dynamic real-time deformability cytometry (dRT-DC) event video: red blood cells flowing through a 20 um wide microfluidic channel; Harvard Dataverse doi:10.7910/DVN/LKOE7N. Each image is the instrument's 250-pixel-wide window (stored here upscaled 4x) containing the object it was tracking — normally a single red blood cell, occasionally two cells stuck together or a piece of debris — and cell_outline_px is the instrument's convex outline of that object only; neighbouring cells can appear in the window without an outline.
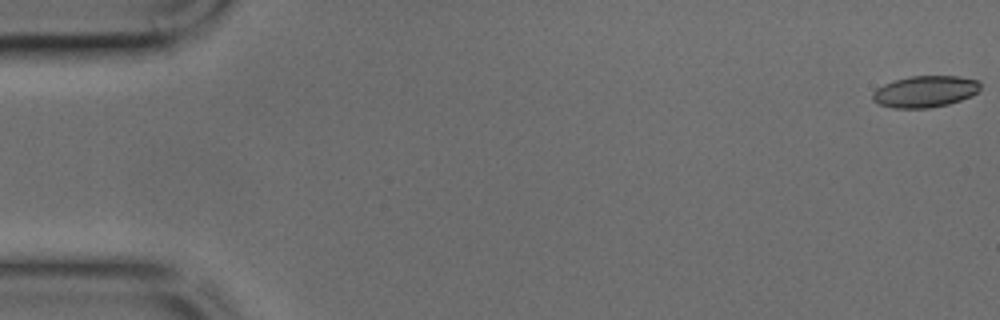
{"species": "common noctule bat (a hibernating species)", "species_latin": "Nyctalus noctula", "temperature_condition": "cold", "stored_images_in_passage": 45, "camera_frame_rate_fps": 3000, "um_per_image_px": 0.085, "animal": {"sex": "male", "body_mass_g": 17.9, "forearm_length_mm": 54.2}, "frame": {"image": 1, "passage_image": 1, "time_ms": 0.0, "image_size_px": [1000, 320], "cell_outline_px": [[980, 88], [976, 92], [960, 100], [948, 104], [928, 108], [892, 108], [880, 104], [872, 100], [872, 92], [876, 88], [884, 84], [896, 80], [912, 76], [960, 76], [980, 80]], "centroid_in_image_um": [78.61, 7.77], "position_along_channel_um": 6.4, "area_um2": 19.71}}
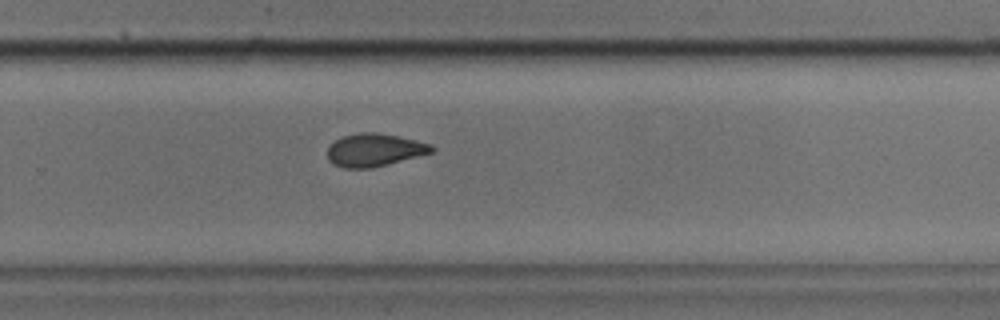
{"frame": {"image": 2, "passage_image": 30, "time_ms": 9.667, "image_size_px": [1000, 320], "cell_outline_px": [[436, 148], [432, 152], [388, 164], [372, 168], [344, 168], [332, 164], [328, 160], [328, 148], [336, 140], [344, 136], [360, 132], [376, 132], [416, 140], [432, 144]], "centroid_in_image_um": [31.83, 12.75], "position_along_channel_um": 298.0, "area_um2": 19.83}}
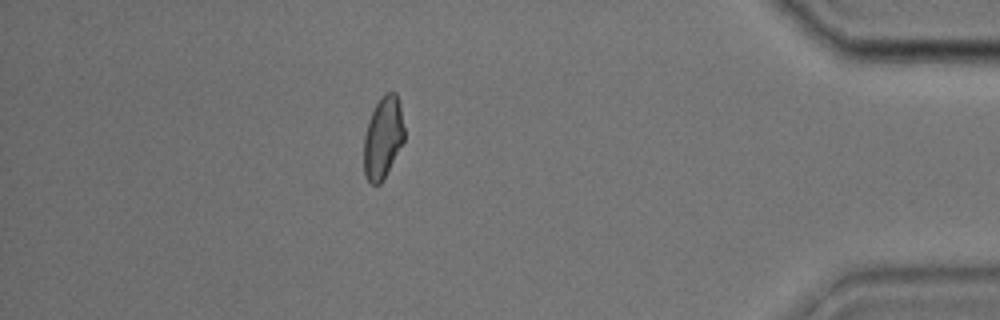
{"frame": {"image": 3, "passage_image": 40, "time_ms": 13.0, "image_size_px": [1000, 320], "cell_outline_px": [[404, 140], [380, 184], [372, 184], [364, 176], [364, 136], [368, 120], [376, 104], [384, 92], [396, 92], [400, 104], [404, 128]], "centroid_in_image_um": [32.54, 11.66], "position_along_channel_um": 402.7, "area_um2": 19.13}}